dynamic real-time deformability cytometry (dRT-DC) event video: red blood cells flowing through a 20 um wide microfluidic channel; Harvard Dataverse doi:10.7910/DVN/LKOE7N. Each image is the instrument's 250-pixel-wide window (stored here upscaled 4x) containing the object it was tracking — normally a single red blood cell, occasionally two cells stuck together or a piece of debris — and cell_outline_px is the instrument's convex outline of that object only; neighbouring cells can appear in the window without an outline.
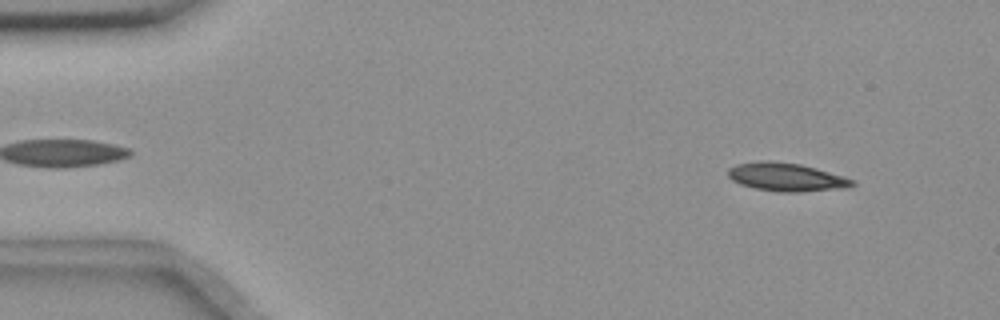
{"species": "common noctule bat (a hibernating species)", "species_latin": "Nyctalus noctula", "temperature_condition": "room temperature", "stored_images_in_passage": 51, "camera_frame_rate_fps": 3000, "um_per_image_px": 0.085, "animal": {"sex": "female", "body_mass_g": 18.4}, "frame": {"image": 1, "passage_image": 1, "time_ms": 0.0, "image_size_px": [1000, 320], "cell_outline_px": [[856, 184], [844, 188], [800, 192], [776, 192], [756, 188], [740, 184], [732, 180], [728, 176], [728, 168], [736, 164], [764, 160], [772, 160], [800, 164], [816, 168], [844, 176], [856, 180]], "centroid_in_image_um": [66.85, 15.05], "position_along_channel_um": 18.2, "area_um2": 20.63}}
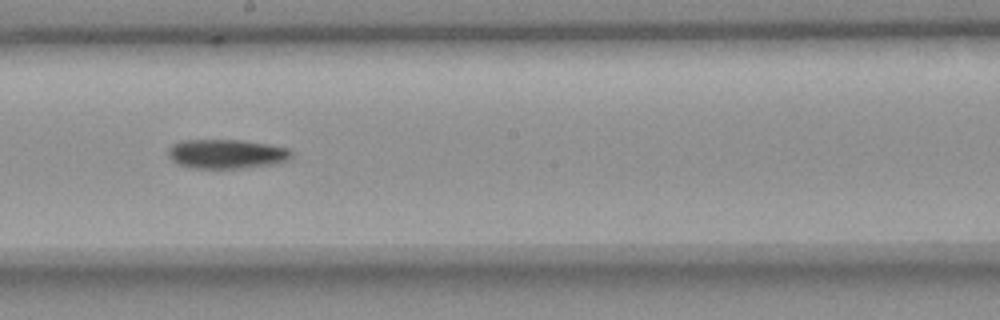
{"frame": {"image": 2, "passage_image": 26, "time_ms": 8.333, "image_size_px": [1000, 320], "cell_outline_px": [[292, 156], [284, 160], [272, 164], [244, 168], [192, 168], [176, 164], [168, 156], [168, 148], [172, 144], [180, 140], [240, 140], [268, 144], [288, 148], [292, 152]], "centroid_in_image_um": [19.19, 13.08], "position_along_channel_um": 229.0, "area_um2": 21.04}}
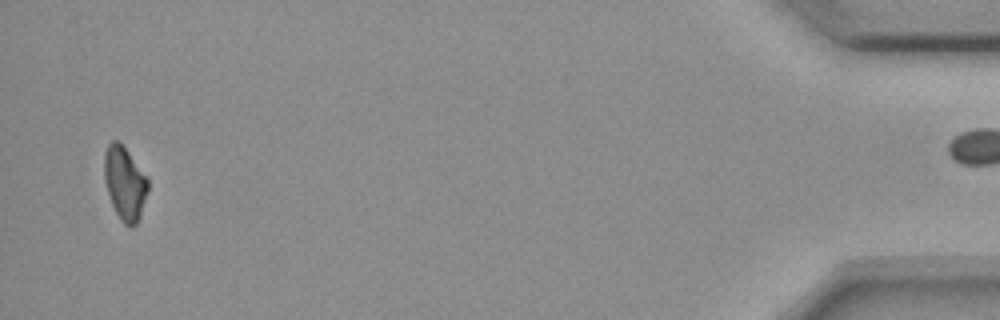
{"frame": {"image": 3, "passage_image": 49, "time_ms": 16.0, "image_size_px": [1000, 320], "cell_outline_px": [[148, 192], [140, 216], [136, 224], [128, 228], [124, 224], [116, 212], [112, 204], [104, 180], [104, 152], [108, 144], [112, 140], [116, 140], [128, 152], [148, 176]], "centroid_in_image_um": [10.61, 15.58], "position_along_channel_um": 424.6, "area_um2": 18.67}, "authors_computed_cell_mechanics": {"area_um2": 20.4612, "velocity_mm_per_s": 3.6629, "shape_relaxation_time_tau1_ms": 5.5817, "shape_relaxation_time_tau2_ms": null, "deformation_change_tau1": 0.1315, "deformation_change_tau2": null}}